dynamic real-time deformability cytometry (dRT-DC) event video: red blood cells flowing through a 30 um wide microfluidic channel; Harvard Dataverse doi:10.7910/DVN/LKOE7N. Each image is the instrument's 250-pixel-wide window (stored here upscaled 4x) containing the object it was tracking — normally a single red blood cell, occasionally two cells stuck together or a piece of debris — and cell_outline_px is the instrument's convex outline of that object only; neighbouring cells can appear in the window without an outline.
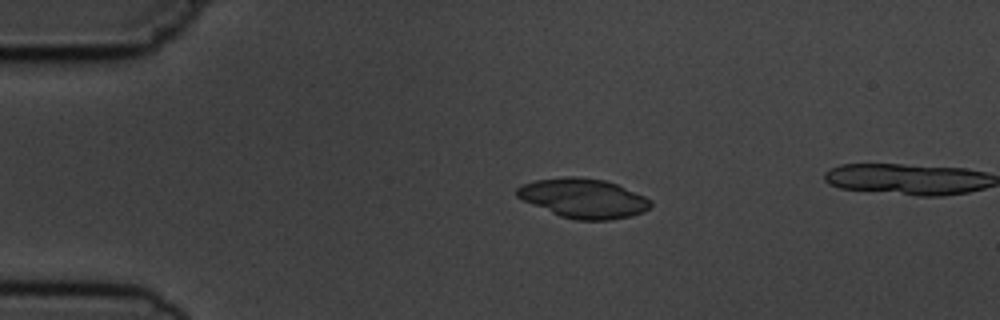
{"species": "common noctule bat (a hibernating species)", "species_latin": "Nyctalus noctula", "temperature_condition": "cold", "stored_images_in_passage": 5, "camera_frame_rate_fps": 3000, "um_per_image_px": 0.085, "animal": {"sex": "male", "body_mass_g": 19.5, "forearm_length_mm": 54.6}, "frame": {"image": 1, "passage_image": 3, "time_ms": 2.333, "image_size_px": [1000, 320], "cell_outline_px": [[652, 204], [644, 212], [628, 216], [608, 220], [576, 220], [560, 216], [524, 200], [516, 196], [516, 188], [520, 184], [536, 180], [564, 176], [576, 176], [604, 180], [616, 184], [644, 196], [652, 200]], "centroid_in_image_um": [49.57, 16.84], "position_along_channel_um": 35.4, "area_um2": 30.52}}